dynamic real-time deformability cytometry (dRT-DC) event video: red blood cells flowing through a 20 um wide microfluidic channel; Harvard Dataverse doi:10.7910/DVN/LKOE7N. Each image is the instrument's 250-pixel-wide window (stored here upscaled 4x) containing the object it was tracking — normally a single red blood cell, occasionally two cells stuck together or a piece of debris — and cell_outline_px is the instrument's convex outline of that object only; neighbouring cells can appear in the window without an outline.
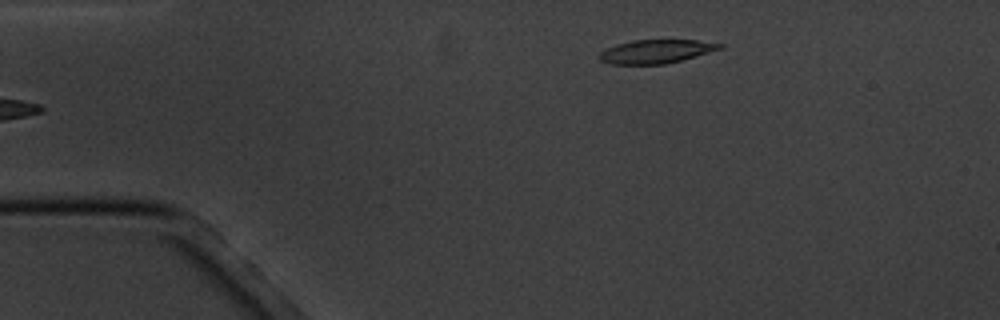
{"species": "common noctule bat (a hibernating species)", "species_latin": "Nyctalus noctula", "temperature_condition": "cold", "stored_images_in_passage": 5, "camera_frame_rate_fps": 3000, "um_per_image_px": 0.085, "animal": {"sex": "male", "body_mass_g": 20.1, "forearm_length_mm": 53.5}, "frame": {"image": 1, "passage_image": 5, "time_ms": 4.667, "image_size_px": [1000, 320], "cell_outline_px": [[724, 48], [696, 56], [664, 64], [612, 64], [600, 60], [596, 56], [600, 52], [616, 44], [632, 40], [696, 40], [724, 44]], "centroid_in_image_um": [55.76, 4.37], "position_along_channel_um": 29.2, "area_um2": 16.53}}